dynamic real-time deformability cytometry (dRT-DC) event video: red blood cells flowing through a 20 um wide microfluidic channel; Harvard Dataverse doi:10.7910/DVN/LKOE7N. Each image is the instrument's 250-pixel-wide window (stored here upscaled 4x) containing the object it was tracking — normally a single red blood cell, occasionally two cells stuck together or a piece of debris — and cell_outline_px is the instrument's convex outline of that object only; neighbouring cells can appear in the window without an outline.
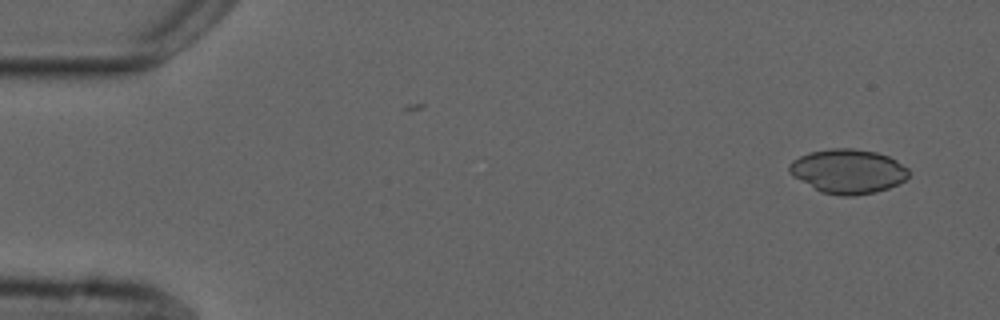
{"species": "common noctule bat (a hibernating species)", "species_latin": "Nyctalus noctula", "temperature_condition": "cold", "stored_images_in_passage": 3, "camera_frame_rate_fps": 3000, "um_per_image_px": 0.085, "animal": {"sex": "male", "forearm_length_mm": 52.5}, "frame": {"image": 1, "passage_image": 3, "time_ms": 2.333, "image_size_px": [1000, 320], "cell_outline_px": [[908, 176], [904, 180], [888, 188], [876, 192], [852, 196], [840, 196], [820, 192], [792, 176], [788, 172], [788, 164], [792, 160], [808, 152], [828, 148], [852, 148], [876, 152], [888, 156], [896, 160], [908, 168]], "centroid_in_image_um": [72.03, 14.55], "position_along_channel_um": 13.0, "area_um2": 31.04}}